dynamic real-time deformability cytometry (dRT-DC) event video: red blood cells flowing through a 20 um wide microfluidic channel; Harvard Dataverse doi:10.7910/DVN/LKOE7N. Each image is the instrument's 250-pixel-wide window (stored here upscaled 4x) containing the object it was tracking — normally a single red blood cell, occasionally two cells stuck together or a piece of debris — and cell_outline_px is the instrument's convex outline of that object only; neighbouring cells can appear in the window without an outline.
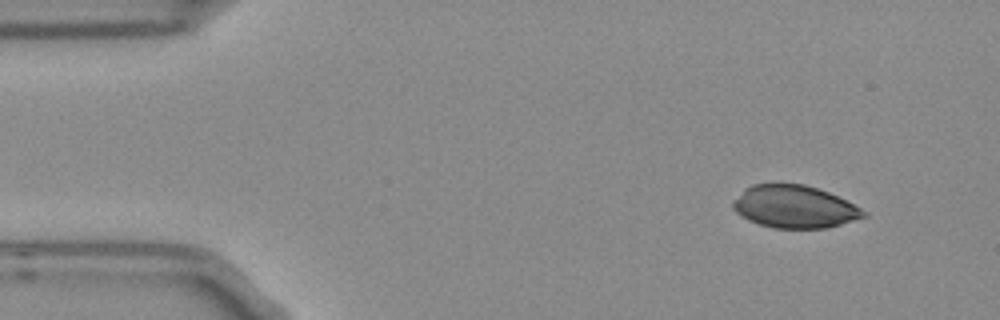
{"species": "Egyptian fruit bat (a non-hibernating species)", "species_latin": "Rousettus aegyptiacus", "temperature_condition": "room temperature", "stored_images_in_passage": 4, "camera_frame_rate_fps": 3000, "um_per_image_px": 0.085, "frame": {"image": 1, "passage_image": 1, "time_ms": 0.0, "image_size_px": [1000, 320], "cell_outline_px": [[868, 216], [828, 228], [772, 228], [748, 220], [736, 212], [732, 208], [732, 200], [744, 188], [752, 184], [804, 184], [828, 192], [860, 208]], "centroid_in_image_um": [67.48, 17.57], "position_along_channel_um": 17.5, "area_um2": 32.25}}
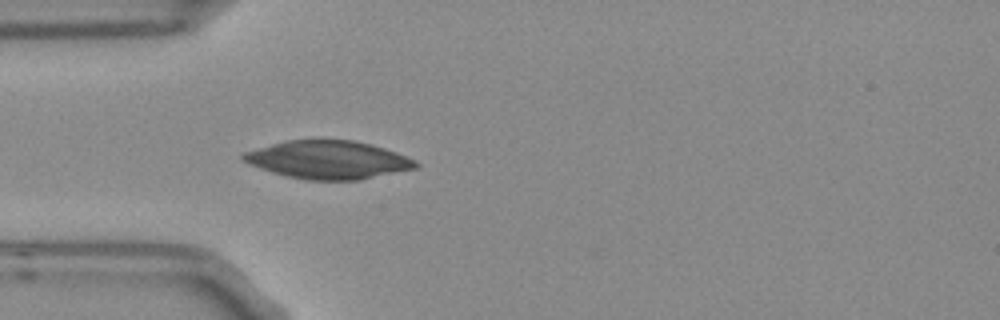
{"frame": {"image": 2, "passage_image": 4, "time_ms": 1.0, "image_size_px": [1000, 320], "cell_outline_px": [[420, 164], [416, 168], [360, 180], [304, 180], [272, 172], [248, 164], [240, 160], [240, 156], [244, 152], [272, 144], [288, 140], [352, 140], [372, 144], [396, 152], [416, 160]], "centroid_in_image_um": [27.89, 13.59], "position_along_channel_um": 57.1, "area_um2": 38.26}}